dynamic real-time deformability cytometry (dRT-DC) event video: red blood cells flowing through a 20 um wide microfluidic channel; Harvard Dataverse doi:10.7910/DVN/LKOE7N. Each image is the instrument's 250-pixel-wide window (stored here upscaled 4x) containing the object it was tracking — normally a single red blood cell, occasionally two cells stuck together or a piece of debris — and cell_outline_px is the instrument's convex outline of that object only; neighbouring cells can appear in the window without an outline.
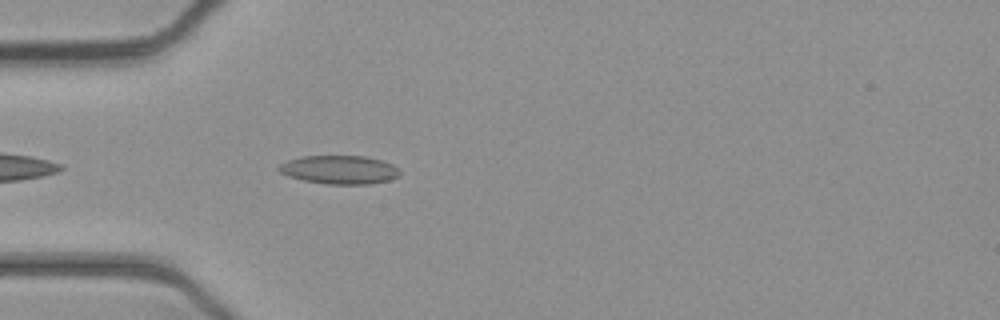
{"species": "common noctule bat (a hibernating species)", "species_latin": "Nyctalus noctula", "temperature_condition": "cold", "stored_images_in_passage": 41, "camera_frame_rate_fps": 3000, "um_per_image_px": 0.085, "animal": {"sex": "female", "body_mass_g": 21.9}, "frame": {"image": 1, "passage_image": 4, "time_ms": 1.0, "image_size_px": [1000, 320], "cell_outline_px": [[400, 176], [392, 180], [372, 184], [328, 184], [304, 180], [288, 176], [280, 172], [276, 168], [280, 164], [288, 160], [300, 156], [368, 156], [392, 164], [400, 172]], "centroid_in_image_um": [28.87, 14.43], "position_along_channel_um": 56.1, "area_um2": 20.23}}
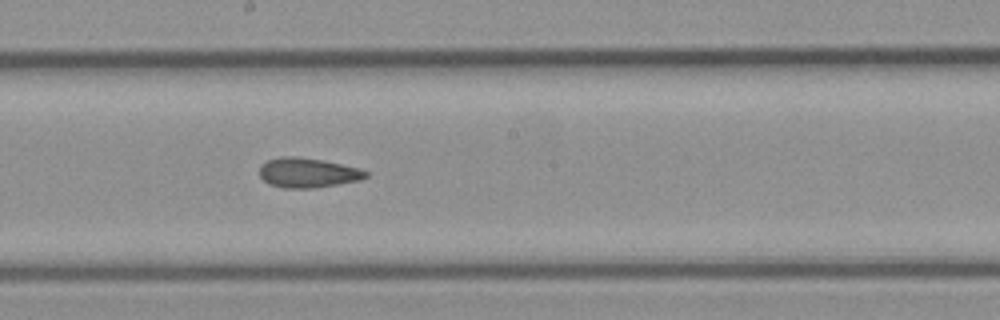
{"frame": {"image": 2, "passage_image": 17, "time_ms": 5.333, "image_size_px": [1000, 320], "cell_outline_px": [[368, 176], [360, 180], [312, 188], [284, 188], [268, 184], [260, 176], [260, 164], [268, 160], [284, 156], [296, 156], [320, 160], [360, 168], [368, 172]], "centroid_in_image_um": [26.14, 14.68], "position_along_channel_um": 222.1, "area_um2": 18.26}}
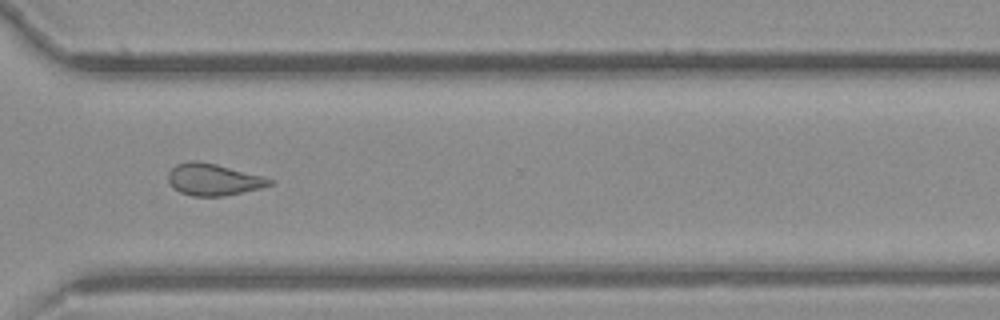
{"frame": {"image": 3, "passage_image": 27, "time_ms": 8.667, "image_size_px": [1000, 320], "cell_outline_px": [[276, 180], [272, 184], [260, 188], [224, 196], [192, 196], [180, 192], [172, 188], [168, 180], [168, 172], [176, 164], [192, 160], [196, 160], [216, 164], [264, 176]], "centroid_in_image_um": [18.13, 15.26], "position_along_channel_um": 352.5, "area_um2": 18.9}, "authors_computed_cell_mechanics": {"area_um2": 18.9006, "velocity_mm_per_s": 3.924, "shape_relaxation_time_tau1_ms": null, "shape_relaxation_time_tau2_ms": 3.8967, "deformation_change_tau1": null, "deformation_change_tau2": 0.1132}}